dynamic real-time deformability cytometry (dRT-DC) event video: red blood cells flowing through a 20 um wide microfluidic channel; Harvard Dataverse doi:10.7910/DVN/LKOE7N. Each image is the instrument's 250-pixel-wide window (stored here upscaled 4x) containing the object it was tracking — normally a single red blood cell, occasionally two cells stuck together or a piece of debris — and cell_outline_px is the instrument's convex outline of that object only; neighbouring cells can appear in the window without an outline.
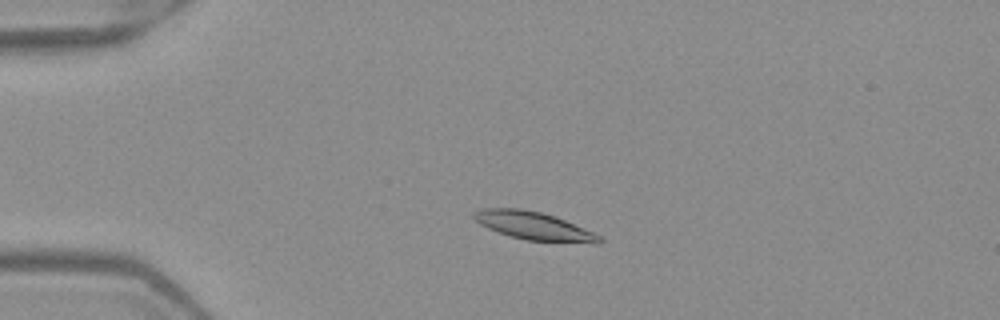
{"species": "Egyptian fruit bat (a non-hibernating species)", "species_latin": "Rousettus aegyptiacus", "temperature_condition": "warm", "stored_images_in_passage": 3, "camera_frame_rate_fps": 3000, "um_per_image_px": 0.085, "frame": {"image": 1, "passage_image": 2, "time_ms": 0.333, "image_size_px": [1000, 320], "cell_outline_px": [[604, 240], [600, 244], [596, 244], [528, 240], [512, 236], [488, 228], [472, 220], [472, 212], [484, 208], [520, 208], [540, 212], [564, 220], [592, 232], [600, 236]], "centroid_in_image_um": [45.35, 19.2], "position_along_channel_um": 39.6, "area_um2": 20.35}}